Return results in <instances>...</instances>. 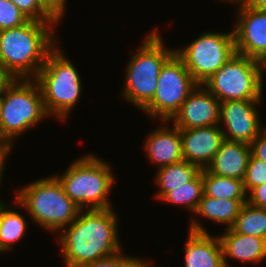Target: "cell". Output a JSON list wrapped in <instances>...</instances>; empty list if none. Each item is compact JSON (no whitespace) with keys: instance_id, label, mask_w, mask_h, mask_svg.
<instances>
[{"instance_id":"1","label":"cell","mask_w":266,"mask_h":267,"mask_svg":"<svg viewBox=\"0 0 266 267\" xmlns=\"http://www.w3.org/2000/svg\"><path fill=\"white\" fill-rule=\"evenodd\" d=\"M114 207L82 209L56 236L65 267H80L122 251L119 218Z\"/></svg>"},{"instance_id":"2","label":"cell","mask_w":266,"mask_h":267,"mask_svg":"<svg viewBox=\"0 0 266 267\" xmlns=\"http://www.w3.org/2000/svg\"><path fill=\"white\" fill-rule=\"evenodd\" d=\"M57 22L28 20L0 31V64L11 79H34L48 53L61 42Z\"/></svg>"},{"instance_id":"3","label":"cell","mask_w":266,"mask_h":267,"mask_svg":"<svg viewBox=\"0 0 266 267\" xmlns=\"http://www.w3.org/2000/svg\"><path fill=\"white\" fill-rule=\"evenodd\" d=\"M32 180L13 194L33 223L56 236L70 225L81 209L65 194L55 175Z\"/></svg>"},{"instance_id":"4","label":"cell","mask_w":266,"mask_h":267,"mask_svg":"<svg viewBox=\"0 0 266 267\" xmlns=\"http://www.w3.org/2000/svg\"><path fill=\"white\" fill-rule=\"evenodd\" d=\"M156 28L151 29L133 51L124 70L121 97L139 111L153 99L160 70L175 53V48L164 44L163 35Z\"/></svg>"},{"instance_id":"5","label":"cell","mask_w":266,"mask_h":267,"mask_svg":"<svg viewBox=\"0 0 266 267\" xmlns=\"http://www.w3.org/2000/svg\"><path fill=\"white\" fill-rule=\"evenodd\" d=\"M97 154L78 157L62 172L54 174L65 194L82 209L112 208L111 190L117 181L112 164Z\"/></svg>"},{"instance_id":"6","label":"cell","mask_w":266,"mask_h":267,"mask_svg":"<svg viewBox=\"0 0 266 267\" xmlns=\"http://www.w3.org/2000/svg\"><path fill=\"white\" fill-rule=\"evenodd\" d=\"M59 45L60 42L48 53L34 80L40 87L48 115L64 123L81 101L83 85L77 65Z\"/></svg>"},{"instance_id":"7","label":"cell","mask_w":266,"mask_h":267,"mask_svg":"<svg viewBox=\"0 0 266 267\" xmlns=\"http://www.w3.org/2000/svg\"><path fill=\"white\" fill-rule=\"evenodd\" d=\"M50 118L34 79H11L1 91L0 139L14 145L19 136ZM15 139V140H14Z\"/></svg>"},{"instance_id":"8","label":"cell","mask_w":266,"mask_h":267,"mask_svg":"<svg viewBox=\"0 0 266 267\" xmlns=\"http://www.w3.org/2000/svg\"><path fill=\"white\" fill-rule=\"evenodd\" d=\"M220 102L263 100L259 61L234 54L203 84Z\"/></svg>"},{"instance_id":"9","label":"cell","mask_w":266,"mask_h":267,"mask_svg":"<svg viewBox=\"0 0 266 267\" xmlns=\"http://www.w3.org/2000/svg\"><path fill=\"white\" fill-rule=\"evenodd\" d=\"M198 85H203L221 66L236 54L234 32H201L187 46L175 48Z\"/></svg>"},{"instance_id":"10","label":"cell","mask_w":266,"mask_h":267,"mask_svg":"<svg viewBox=\"0 0 266 267\" xmlns=\"http://www.w3.org/2000/svg\"><path fill=\"white\" fill-rule=\"evenodd\" d=\"M197 85L184 61L174 53L160 70L153 99L141 111L153 123L156 119L158 123L170 121Z\"/></svg>"},{"instance_id":"11","label":"cell","mask_w":266,"mask_h":267,"mask_svg":"<svg viewBox=\"0 0 266 267\" xmlns=\"http://www.w3.org/2000/svg\"><path fill=\"white\" fill-rule=\"evenodd\" d=\"M263 100H233L220 104L219 127L224 139L251 144L265 128L259 108ZM259 107V108H258Z\"/></svg>"},{"instance_id":"12","label":"cell","mask_w":266,"mask_h":267,"mask_svg":"<svg viewBox=\"0 0 266 267\" xmlns=\"http://www.w3.org/2000/svg\"><path fill=\"white\" fill-rule=\"evenodd\" d=\"M233 32L236 53L259 61L266 54V11L237 5Z\"/></svg>"},{"instance_id":"13","label":"cell","mask_w":266,"mask_h":267,"mask_svg":"<svg viewBox=\"0 0 266 267\" xmlns=\"http://www.w3.org/2000/svg\"><path fill=\"white\" fill-rule=\"evenodd\" d=\"M220 104L204 85H197L170 122L179 129L219 125Z\"/></svg>"},{"instance_id":"14","label":"cell","mask_w":266,"mask_h":267,"mask_svg":"<svg viewBox=\"0 0 266 267\" xmlns=\"http://www.w3.org/2000/svg\"><path fill=\"white\" fill-rule=\"evenodd\" d=\"M146 135L143 151L156 169L183 161L180 129L170 121H161Z\"/></svg>"},{"instance_id":"15","label":"cell","mask_w":266,"mask_h":267,"mask_svg":"<svg viewBox=\"0 0 266 267\" xmlns=\"http://www.w3.org/2000/svg\"><path fill=\"white\" fill-rule=\"evenodd\" d=\"M183 160L205 169L225 140L219 125L180 129Z\"/></svg>"},{"instance_id":"16","label":"cell","mask_w":266,"mask_h":267,"mask_svg":"<svg viewBox=\"0 0 266 267\" xmlns=\"http://www.w3.org/2000/svg\"><path fill=\"white\" fill-rule=\"evenodd\" d=\"M218 237L222 245L225 267H231L229 260H236L241 262V264L251 265H262V262H266L265 239L240 234L233 228L224 229L222 234H218Z\"/></svg>"},{"instance_id":"17","label":"cell","mask_w":266,"mask_h":267,"mask_svg":"<svg viewBox=\"0 0 266 267\" xmlns=\"http://www.w3.org/2000/svg\"><path fill=\"white\" fill-rule=\"evenodd\" d=\"M246 202L247 200L216 199L203 194L194 215L189 220L188 229L194 232L209 233L208 228L201 223L203 218L225 226L224 229L232 228L240 209ZM200 217L202 220H199Z\"/></svg>"},{"instance_id":"18","label":"cell","mask_w":266,"mask_h":267,"mask_svg":"<svg viewBox=\"0 0 266 267\" xmlns=\"http://www.w3.org/2000/svg\"><path fill=\"white\" fill-rule=\"evenodd\" d=\"M185 240L184 267H225L223 250L217 234L188 230Z\"/></svg>"},{"instance_id":"19","label":"cell","mask_w":266,"mask_h":267,"mask_svg":"<svg viewBox=\"0 0 266 267\" xmlns=\"http://www.w3.org/2000/svg\"><path fill=\"white\" fill-rule=\"evenodd\" d=\"M250 155L249 144L224 140L206 169L217 176L243 180Z\"/></svg>"},{"instance_id":"20","label":"cell","mask_w":266,"mask_h":267,"mask_svg":"<svg viewBox=\"0 0 266 267\" xmlns=\"http://www.w3.org/2000/svg\"><path fill=\"white\" fill-rule=\"evenodd\" d=\"M13 199L12 202L6 200L0 207V253L3 254L11 252L15 243L24 239L28 228L26 217L18 212L20 203Z\"/></svg>"},{"instance_id":"21","label":"cell","mask_w":266,"mask_h":267,"mask_svg":"<svg viewBox=\"0 0 266 267\" xmlns=\"http://www.w3.org/2000/svg\"><path fill=\"white\" fill-rule=\"evenodd\" d=\"M201 169L187 161H181L175 164L156 169L153 183L158 188L153 196L158 201L173 188H178L191 181Z\"/></svg>"},{"instance_id":"22","label":"cell","mask_w":266,"mask_h":267,"mask_svg":"<svg viewBox=\"0 0 266 267\" xmlns=\"http://www.w3.org/2000/svg\"><path fill=\"white\" fill-rule=\"evenodd\" d=\"M204 195L216 199L247 200L243 180L217 176L202 169Z\"/></svg>"},{"instance_id":"23","label":"cell","mask_w":266,"mask_h":267,"mask_svg":"<svg viewBox=\"0 0 266 267\" xmlns=\"http://www.w3.org/2000/svg\"><path fill=\"white\" fill-rule=\"evenodd\" d=\"M203 190V178L201 171L188 183L173 188V190L167 192L159 201H163L166 204H173L174 206L182 207L192 214L195 212L202 196Z\"/></svg>"},{"instance_id":"24","label":"cell","mask_w":266,"mask_h":267,"mask_svg":"<svg viewBox=\"0 0 266 267\" xmlns=\"http://www.w3.org/2000/svg\"><path fill=\"white\" fill-rule=\"evenodd\" d=\"M236 232L261 237L266 240V209L246 202L232 227Z\"/></svg>"},{"instance_id":"25","label":"cell","mask_w":266,"mask_h":267,"mask_svg":"<svg viewBox=\"0 0 266 267\" xmlns=\"http://www.w3.org/2000/svg\"><path fill=\"white\" fill-rule=\"evenodd\" d=\"M151 262V259L145 261V259L132 255H125L123 249V251H120L113 256L87 263L80 267H155Z\"/></svg>"},{"instance_id":"26","label":"cell","mask_w":266,"mask_h":267,"mask_svg":"<svg viewBox=\"0 0 266 267\" xmlns=\"http://www.w3.org/2000/svg\"><path fill=\"white\" fill-rule=\"evenodd\" d=\"M264 183H266V163L251 153L243 179L244 190L248 194L253 188Z\"/></svg>"},{"instance_id":"27","label":"cell","mask_w":266,"mask_h":267,"mask_svg":"<svg viewBox=\"0 0 266 267\" xmlns=\"http://www.w3.org/2000/svg\"><path fill=\"white\" fill-rule=\"evenodd\" d=\"M28 20L11 0H0V31L19 27Z\"/></svg>"},{"instance_id":"28","label":"cell","mask_w":266,"mask_h":267,"mask_svg":"<svg viewBox=\"0 0 266 267\" xmlns=\"http://www.w3.org/2000/svg\"><path fill=\"white\" fill-rule=\"evenodd\" d=\"M29 19L39 22H56L37 2V0H11Z\"/></svg>"},{"instance_id":"29","label":"cell","mask_w":266,"mask_h":267,"mask_svg":"<svg viewBox=\"0 0 266 267\" xmlns=\"http://www.w3.org/2000/svg\"><path fill=\"white\" fill-rule=\"evenodd\" d=\"M39 5L59 24L67 13V0H37Z\"/></svg>"},{"instance_id":"30","label":"cell","mask_w":266,"mask_h":267,"mask_svg":"<svg viewBox=\"0 0 266 267\" xmlns=\"http://www.w3.org/2000/svg\"><path fill=\"white\" fill-rule=\"evenodd\" d=\"M247 202L255 207L266 209V183L253 188L247 194Z\"/></svg>"},{"instance_id":"31","label":"cell","mask_w":266,"mask_h":267,"mask_svg":"<svg viewBox=\"0 0 266 267\" xmlns=\"http://www.w3.org/2000/svg\"><path fill=\"white\" fill-rule=\"evenodd\" d=\"M251 153L258 159L266 163V127L250 144Z\"/></svg>"},{"instance_id":"32","label":"cell","mask_w":266,"mask_h":267,"mask_svg":"<svg viewBox=\"0 0 266 267\" xmlns=\"http://www.w3.org/2000/svg\"><path fill=\"white\" fill-rule=\"evenodd\" d=\"M13 144L11 142H8L6 140L0 139V187L2 185V179H4L3 177L5 176V174H3L5 171V167L7 165V160L9 158V156L12 154L11 152H13ZM4 175V176H3ZM1 190V188H0Z\"/></svg>"},{"instance_id":"33","label":"cell","mask_w":266,"mask_h":267,"mask_svg":"<svg viewBox=\"0 0 266 267\" xmlns=\"http://www.w3.org/2000/svg\"><path fill=\"white\" fill-rule=\"evenodd\" d=\"M246 4L254 9L266 11V0H246Z\"/></svg>"},{"instance_id":"34","label":"cell","mask_w":266,"mask_h":267,"mask_svg":"<svg viewBox=\"0 0 266 267\" xmlns=\"http://www.w3.org/2000/svg\"><path fill=\"white\" fill-rule=\"evenodd\" d=\"M11 80V78L4 72L1 64H0V92L3 87Z\"/></svg>"},{"instance_id":"35","label":"cell","mask_w":266,"mask_h":267,"mask_svg":"<svg viewBox=\"0 0 266 267\" xmlns=\"http://www.w3.org/2000/svg\"><path fill=\"white\" fill-rule=\"evenodd\" d=\"M259 66H260L262 85H264V80H265L264 78L266 77L264 75V73H266V54L259 60Z\"/></svg>"},{"instance_id":"36","label":"cell","mask_w":266,"mask_h":267,"mask_svg":"<svg viewBox=\"0 0 266 267\" xmlns=\"http://www.w3.org/2000/svg\"><path fill=\"white\" fill-rule=\"evenodd\" d=\"M221 1V3L223 2H225V3H232L231 5H240V4H243V3H246V0H218V2H220Z\"/></svg>"},{"instance_id":"37","label":"cell","mask_w":266,"mask_h":267,"mask_svg":"<svg viewBox=\"0 0 266 267\" xmlns=\"http://www.w3.org/2000/svg\"><path fill=\"white\" fill-rule=\"evenodd\" d=\"M6 200H3L2 198L0 199V207L4 204Z\"/></svg>"},{"instance_id":"38","label":"cell","mask_w":266,"mask_h":267,"mask_svg":"<svg viewBox=\"0 0 266 267\" xmlns=\"http://www.w3.org/2000/svg\"><path fill=\"white\" fill-rule=\"evenodd\" d=\"M0 111H1V92H0Z\"/></svg>"}]
</instances>
